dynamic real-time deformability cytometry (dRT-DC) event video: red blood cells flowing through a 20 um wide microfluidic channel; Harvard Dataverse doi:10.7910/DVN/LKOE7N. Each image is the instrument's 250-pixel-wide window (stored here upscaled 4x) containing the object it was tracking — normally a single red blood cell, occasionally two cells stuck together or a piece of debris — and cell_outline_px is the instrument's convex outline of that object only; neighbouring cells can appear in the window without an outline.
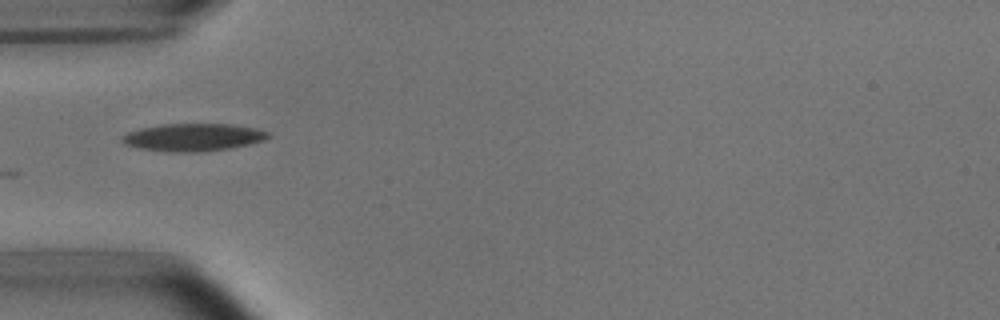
{"species": "common noctule bat (a hibernating species)", "species_latin": "Nyctalus noctula", "temperature_condition": "room temperature", "stored_images_in_passage": 5, "camera_frame_rate_fps": 3000, "um_per_image_px": 0.085, "animal": {"sex": "male", "body_mass_g": 15.6}, "frame": {"image": 1, "passage_image": 1, "time_ms": 0.0, "image_size_px": [1000, 320], "cell_outline_px": [[268, 136], [264, 140], [248, 144], [228, 148], [196, 152], [168, 152], [136, 148], [124, 144], [120, 140], [120, 136], [128, 132], [140, 128], [164, 124], [232, 124], [256, 128], [268, 132]], "centroid_in_image_um": [16.34, 11.67], "position_along_channel_um": 68.7, "area_um2": 23.47}}
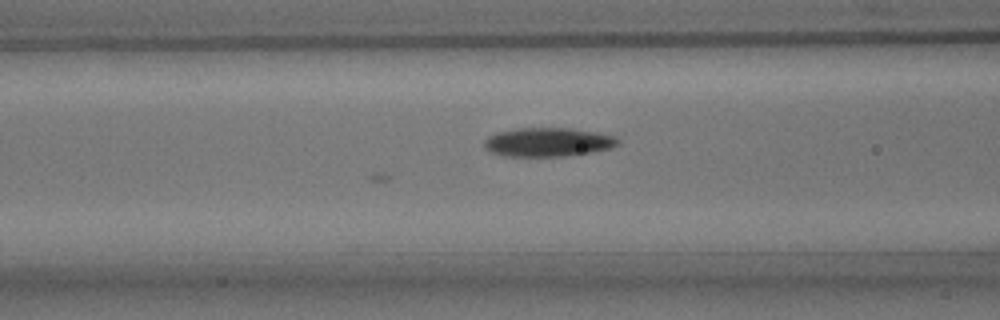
{"frame": {"image": 2, "passage_image": 5, "time_ms": 1.333, "image_size_px": [1000, 320], "cell_outline_px": [[620, 144], [612, 148], [592, 152], [564, 156], [504, 156], [492, 152], [484, 148], [484, 140], [488, 136], [496, 132], [516, 128], [572, 128], [596, 132], [616, 136], [620, 140]], "centroid_in_image_um": [46.59, 12.07], "position_along_channel_um": 120.0, "area_um2": 22.72}}